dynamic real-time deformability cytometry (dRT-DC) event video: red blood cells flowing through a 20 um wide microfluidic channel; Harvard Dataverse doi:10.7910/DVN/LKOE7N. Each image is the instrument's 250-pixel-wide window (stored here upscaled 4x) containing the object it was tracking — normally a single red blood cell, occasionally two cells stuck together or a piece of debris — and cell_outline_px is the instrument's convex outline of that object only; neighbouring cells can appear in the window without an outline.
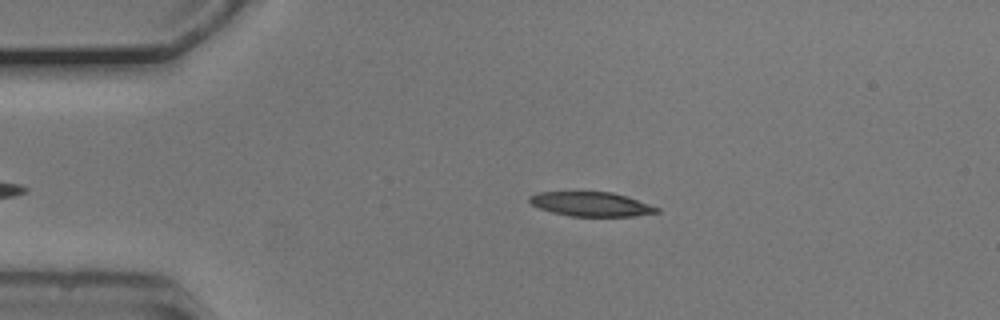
{"species": "common noctule bat (a hibernating species)", "species_latin": "Nyctalus noctula", "temperature_condition": "cold", "stored_images_in_passage": 40, "camera_frame_rate_fps": 3000, "um_per_image_px": 0.085, "animal": {"sex": "male", "body_mass_g": 20.5, "forearm_length_mm": 52.5}, "frame": {"image": 1, "passage_image": 4, "time_ms": 1.0, "image_size_px": [1000, 320], "cell_outline_px": [[660, 212], [632, 216], [572, 216], [552, 212], [540, 208], [532, 204], [528, 200], [528, 196], [536, 192], [612, 192], [660, 208]], "centroid_in_image_um": [50.21, 17.35], "position_along_channel_um": 34.8, "area_um2": 17.8}}
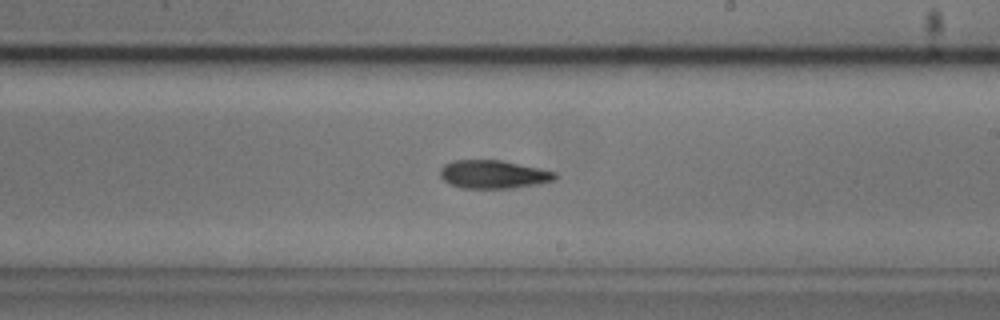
{"frame": {"image": 2, "passage_image": 24, "time_ms": 7.667, "image_size_px": [1000, 320], "cell_outline_px": [[556, 176], [552, 180], [536, 184], [512, 188], [460, 188], [448, 184], [440, 176], [440, 168], [444, 164], [452, 160], [500, 160], [540, 168], [556, 172]], "centroid_in_image_um": [41.87, 14.82], "position_along_channel_um": 247.1, "area_um2": 18.9}}
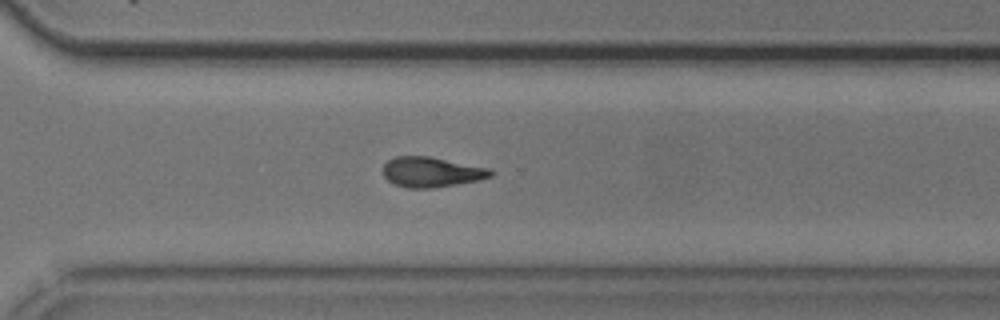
{"frame": {"image": 3, "passage_image": 31, "time_ms": 10.0, "image_size_px": [1000, 320], "cell_outline_px": [[496, 172], [492, 176], [480, 180], [432, 188], [408, 188], [396, 184], [388, 180], [384, 176], [384, 164], [388, 160], [396, 156], [428, 156], [488, 168]], "centroid_in_image_um": [36.69, 14.62], "position_along_channel_um": 333.9, "area_um2": 18.73}, "authors_computed_cell_mechanics": {"area_um2": 19.1318, "velocity_mm_per_s": 3.737, "shape_relaxation_time_tau1_ms": null, "shape_relaxation_time_tau2_ms": 9.5314, "deformation_change_tau1": null, "deformation_change_tau2": 0.2058}}